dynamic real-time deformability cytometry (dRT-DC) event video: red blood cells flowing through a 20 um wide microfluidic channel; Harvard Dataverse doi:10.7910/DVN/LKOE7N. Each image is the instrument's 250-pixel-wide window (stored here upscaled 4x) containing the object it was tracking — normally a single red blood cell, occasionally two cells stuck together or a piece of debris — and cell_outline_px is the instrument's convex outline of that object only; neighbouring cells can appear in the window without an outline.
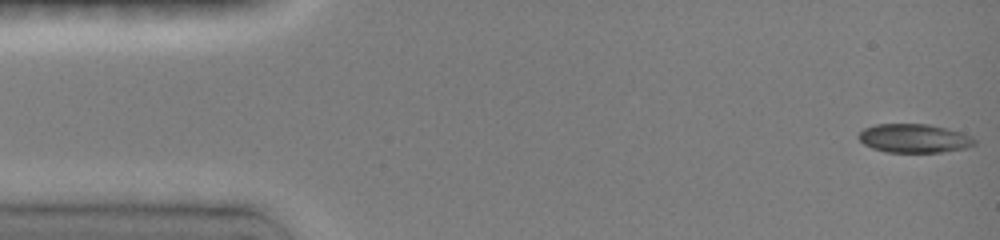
{"species": "common noctule bat (a hibernating species)", "species_latin": "Nyctalus noctula", "temperature_condition": "room temperature", "stored_images_in_passage": 46, "camera_frame_rate_fps": 3000, "um_per_image_px": 0.085, "animal": {"sex": "female", "body_mass_g": 19.0, "forearm_length_mm": 51.5}, "frame": {"image": 1, "passage_image": 1, "time_ms": 0.0, "image_size_px": [1000, 240], "cell_outline_px": [[976, 144], [968, 148], [940, 152], [884, 152], [872, 148], [864, 144], [856, 136], [864, 128], [876, 124], [928, 124], [960, 132], [972, 136], [976, 140]], "centroid_in_image_um": [77.7, 11.76], "position_along_channel_um": 7.3, "area_um2": 19.48}}
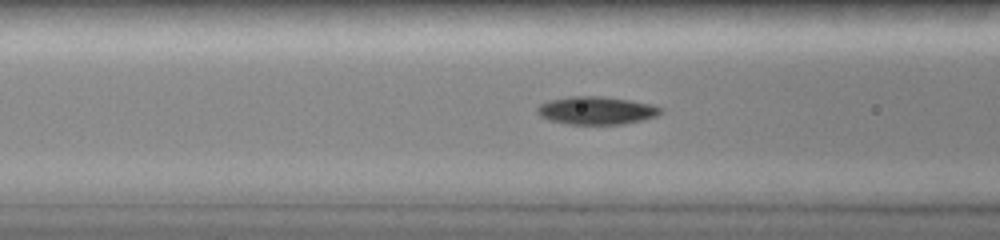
{"frame": {"image": 2, "passage_image": 16, "time_ms": 5.667, "image_size_px": [1000, 240], "cell_outline_px": [[664, 112], [656, 116], [644, 120], [624, 124], [568, 124], [548, 120], [540, 116], [536, 112], [536, 108], [540, 104], [552, 100], [572, 96], [600, 96], [628, 100], [652, 104], [664, 108]], "centroid_in_image_um": [50.73, 9.4], "position_along_channel_um": 115.9, "area_um2": 20.17}}
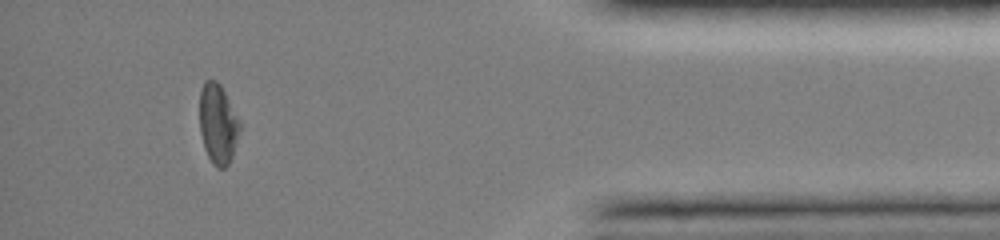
{"frame": {"image": 3, "passage_image": 42, "time_ms": 14.0, "image_size_px": [1000, 240], "cell_outline_px": [[240, 132], [232, 156], [228, 164], [224, 168], [216, 168], [212, 164], [204, 148], [200, 132], [200, 88], [204, 80], [216, 80], [220, 84], [240, 120]], "centroid_in_image_um": [18.52, 10.53], "position_along_channel_um": 416.7, "area_um2": 18.84}, "authors_computed_cell_mechanics": {"area_um2": 19.4497, "velocity_mm_per_s": 4.027, "shape_relaxation_time_tau1_ms": 8.5796, "shape_relaxation_time_tau2_ms": null, "deformation_change_tau1": 0.232, "deformation_change_tau2": null}}